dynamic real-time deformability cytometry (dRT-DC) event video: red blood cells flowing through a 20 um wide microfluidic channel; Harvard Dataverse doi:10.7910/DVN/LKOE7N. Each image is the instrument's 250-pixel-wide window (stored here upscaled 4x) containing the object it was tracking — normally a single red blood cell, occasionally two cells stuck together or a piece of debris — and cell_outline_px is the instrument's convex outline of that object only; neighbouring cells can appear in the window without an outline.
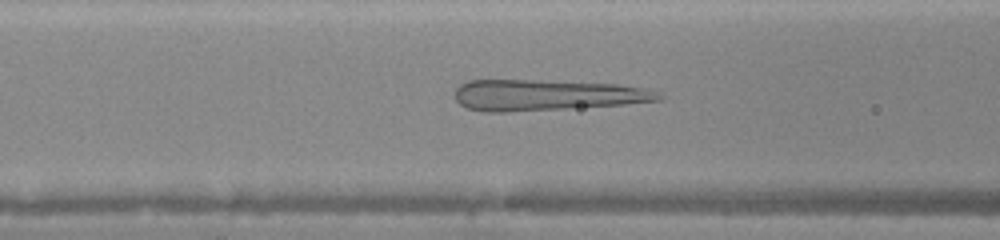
{"species": "human", "species_latin": "Homo sapiens", "temperature_condition": "warm", "stored_images_in_passage": 44, "camera_frame_rate_fps": 3000, "um_per_image_px": 0.085, "donor": {"sex": "female"}, "frame": {"image": 1, "passage_image": 18, "time_ms": 5.667, "image_size_px": [1000, 240], "cell_outline_px": [[664, 96], [660, 100], [624, 104], [568, 108], [508, 112], [484, 112], [468, 108], [460, 104], [456, 100], [456, 88], [460, 84], [468, 80], [536, 80], [616, 84], [644, 88], [656, 92]], "centroid_in_image_um": [46.41, 8.08], "position_along_channel_um": 120.2, "area_um2": 36.59}}
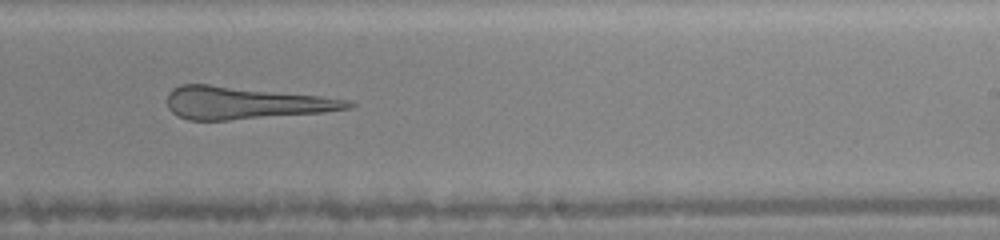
{"frame": {"image": 2, "passage_image": 28, "time_ms": 9.0, "image_size_px": [1000, 240], "cell_outline_px": [[356, 104], [352, 108], [320, 112], [228, 120], [188, 120], [176, 116], [168, 108], [168, 92], [172, 88], [180, 84], [208, 84], [320, 96], [352, 100]], "centroid_in_image_um": [20.79, 8.74], "position_along_channel_um": 268.2, "area_um2": 33.99}}
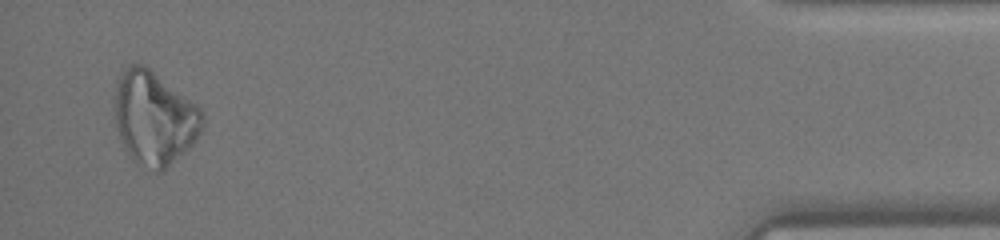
{"frame": {"image": 3, "passage_image": 43, "time_ms": 14.0, "image_size_px": [1000, 240], "cell_outline_px": [[204, 124], [196, 140], [188, 148], [160, 172], [156, 172], [132, 160], [116, 128], [116, 84], [124, 68], [132, 64], [144, 64], [196, 104], [204, 112]], "centroid_in_image_um": [13.13, 10.02], "position_along_channel_um": 422.1, "area_um2": 47.16}}